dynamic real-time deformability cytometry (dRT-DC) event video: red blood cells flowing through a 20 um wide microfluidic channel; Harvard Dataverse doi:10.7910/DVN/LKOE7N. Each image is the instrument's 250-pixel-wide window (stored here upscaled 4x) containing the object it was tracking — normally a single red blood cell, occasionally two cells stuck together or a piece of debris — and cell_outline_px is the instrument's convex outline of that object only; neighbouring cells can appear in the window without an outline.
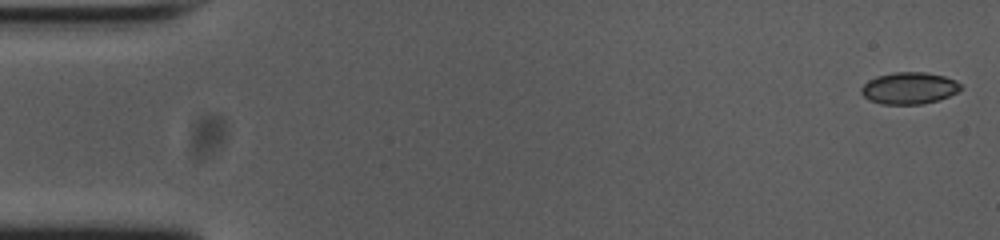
{"species": "common noctule bat (a hibernating species)", "species_latin": "Nyctalus noctula", "temperature_condition": "cold", "stored_images_in_passage": 54, "camera_frame_rate_fps": 3000, "um_per_image_px": 0.085, "animal": {"sex": "female", "body_mass_g": 23.0, "forearm_length_mm": 53.4}, "frame": {"image": 1, "passage_image": 1, "time_ms": 0.0, "image_size_px": [1000, 240], "cell_outline_px": [[960, 88], [956, 92], [948, 96], [924, 104], [880, 104], [868, 100], [860, 92], [860, 88], [868, 80], [876, 76], [892, 72], [924, 72], [944, 76], [956, 80], [960, 84]], "centroid_in_image_um": [77.22, 7.49], "position_along_channel_um": 7.8, "area_um2": 18.44}}
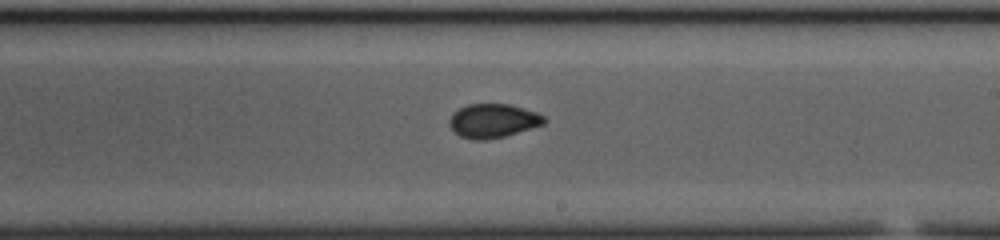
{"frame": {"image": 2, "passage_image": 31, "time_ms": 10.0, "image_size_px": [1000, 240], "cell_outline_px": [[548, 120], [544, 124], [504, 136], [484, 140], [476, 140], [460, 136], [452, 128], [448, 120], [460, 108], [468, 104], [508, 104], [524, 108], [536, 112], [544, 116]], "centroid_in_image_um": [41.94, 10.26], "position_along_channel_um": 247.1, "area_um2": 18.44}}
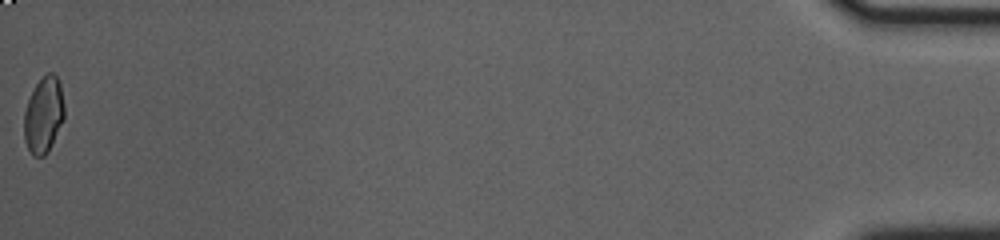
{"frame": {"image": 3, "passage_image": 54, "time_ms": 17.667, "image_size_px": [1000, 240], "cell_outline_px": [[64, 120], [48, 152], [44, 156], [32, 156], [24, 140], [24, 112], [28, 100], [36, 84], [48, 72], [52, 72], [56, 76], [60, 84], [64, 104]], "centroid_in_image_um": [3.71, 9.8], "position_along_channel_um": 431.5, "area_um2": 17.86}, "authors_computed_cell_mechanics": {"area_um2": 18.3515, "velocity_mm_per_s": 3.7627, "shape_relaxation_time_tau1_ms": null, "shape_relaxation_time_tau2_ms": 1.1942, "deformation_change_tau1": null, "deformation_change_tau2": 0.0559}}